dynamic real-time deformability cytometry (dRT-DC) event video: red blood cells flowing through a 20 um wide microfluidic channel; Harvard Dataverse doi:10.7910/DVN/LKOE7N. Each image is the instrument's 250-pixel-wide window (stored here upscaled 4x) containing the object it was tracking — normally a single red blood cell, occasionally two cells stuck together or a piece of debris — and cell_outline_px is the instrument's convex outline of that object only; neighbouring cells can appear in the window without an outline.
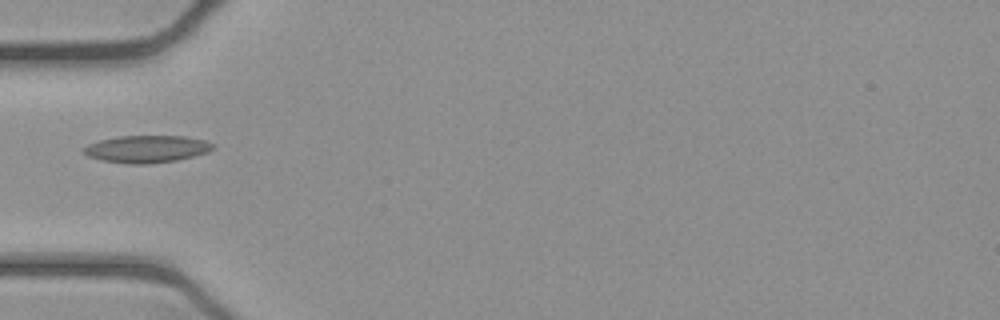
{"species": "common noctule bat (a hibernating species)", "species_latin": "Nyctalus noctula", "temperature_condition": "cold", "stored_images_in_passage": 13, "camera_frame_rate_fps": 3000, "um_per_image_px": 0.085, "animal": {"sex": "female", "body_mass_g": 21.9}, "frame": {"image": 1, "passage_image": 1, "time_ms": 0.0, "image_size_px": [1000, 320], "cell_outline_px": [[216, 144], [208, 152], [176, 160], [148, 164], [128, 164], [104, 160], [88, 156], [80, 148], [88, 144], [100, 140], [120, 136], [184, 136], [204, 140]], "centroid_in_image_um": [12.46, 12.66], "position_along_channel_um": 72.5, "area_um2": 20.4}}
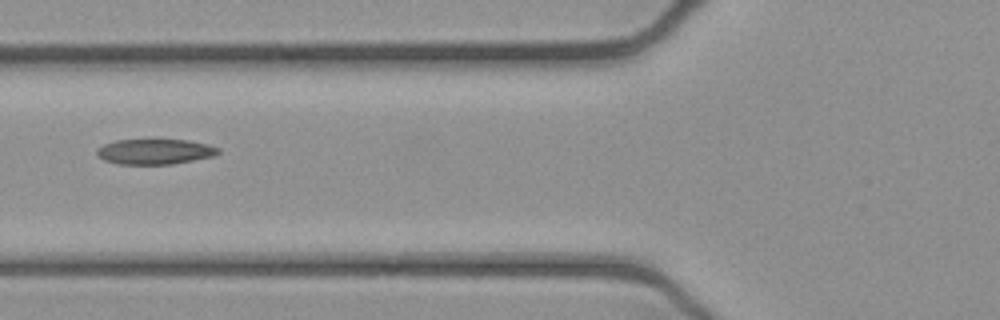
{"frame": {"image": 2, "passage_image": 4, "time_ms": 1.0, "image_size_px": [1000, 320], "cell_outline_px": [[220, 152], [212, 156], [172, 164], [116, 164], [104, 160], [96, 156], [96, 148], [104, 144], [116, 140], [188, 140], [208, 144], [220, 148]], "centroid_in_image_um": [13.12, 12.89], "position_along_channel_um": 112.7, "area_um2": 17.92}}
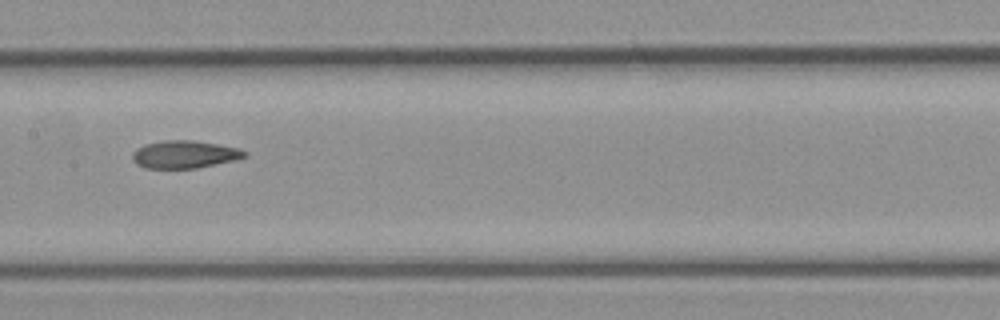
{"frame": {"image": 3, "passage_image": 10, "time_ms": 3.0, "image_size_px": [1000, 320], "cell_outline_px": [[248, 156], [236, 160], [196, 168], [144, 168], [136, 164], [132, 160], [132, 152], [136, 148], [144, 144], [164, 140], [192, 140], [240, 148], [248, 152]], "centroid_in_image_um": [15.68, 13.12], "position_along_channel_um": 191.7, "area_um2": 18.26}}